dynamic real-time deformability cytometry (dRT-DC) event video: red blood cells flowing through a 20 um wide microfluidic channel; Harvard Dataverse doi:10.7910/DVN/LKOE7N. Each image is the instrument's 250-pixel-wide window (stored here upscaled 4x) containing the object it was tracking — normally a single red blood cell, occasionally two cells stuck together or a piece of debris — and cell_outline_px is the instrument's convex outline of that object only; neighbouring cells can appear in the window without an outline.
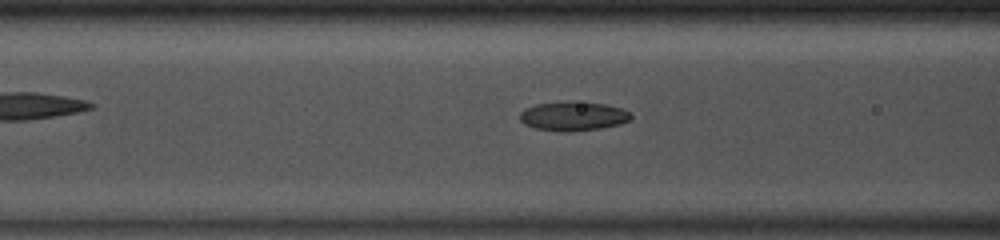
{"species": "common noctule bat (a hibernating species)", "species_latin": "Nyctalus noctula", "temperature_condition": "room temperature", "stored_images_in_passage": 47, "camera_frame_rate_fps": 3000, "um_per_image_px": 0.085, "animal": {"sex": "male", "body_mass_g": 13.0, "forearm_length_mm": 53.1}, "frame": {"image": 1, "passage_image": 17, "time_ms": 5.333, "image_size_px": [1000, 240], "cell_outline_px": [[632, 116], [628, 120], [620, 124], [600, 128], [572, 132], [564, 132], [536, 128], [524, 124], [520, 120], [520, 112], [524, 108], [536, 104], [604, 104], [624, 108], [632, 112]], "centroid_in_image_um": [48.74, 9.92], "position_along_channel_um": 117.9, "area_um2": 18.21}}
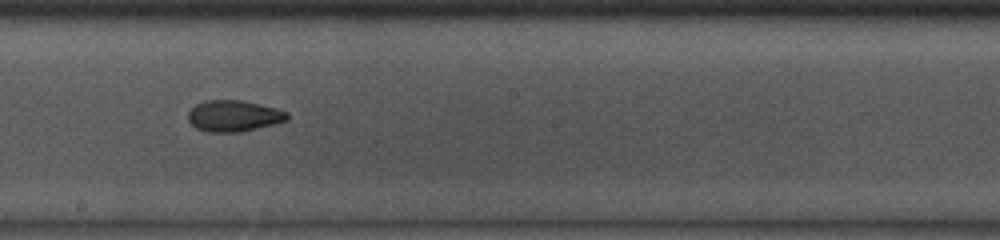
{"frame": {"image": 2, "passage_image": 25, "time_ms": 8.0, "image_size_px": [1000, 240], "cell_outline_px": [[288, 120], [240, 132], [208, 132], [196, 128], [188, 120], [188, 112], [196, 104], [204, 100], [240, 100], [276, 108], [288, 112]], "centroid_in_image_um": [19.84, 9.85], "position_along_channel_um": 228.4, "area_um2": 17.92}}
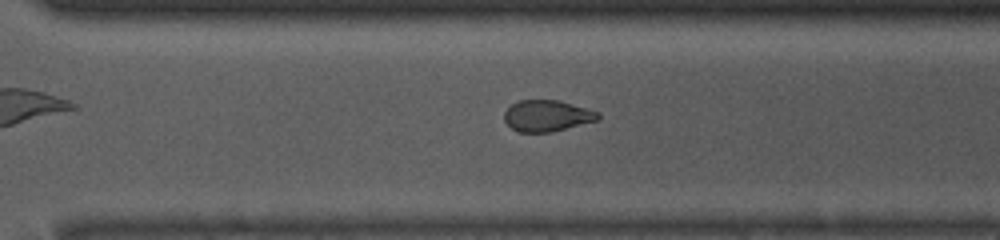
{"frame": {"image": 3, "passage_image": 32, "time_ms": 10.333, "image_size_px": [1000, 240], "cell_outline_px": [[600, 120], [552, 132], [520, 132], [512, 128], [504, 120], [504, 112], [512, 104], [520, 100], [560, 100], [600, 112]], "centroid_in_image_um": [46.54, 9.84], "position_along_channel_um": 324.1, "area_um2": 17.22}, "authors_computed_cell_mechanics": {"area_um2": 18.7272, "velocity_mm_per_s": 4.1315, "shape_relaxation_time_tau1_ms": 3.0807, "shape_relaxation_time_tau2_ms": 3.0817, "deformation_change_tau1": 0.1211, "deformation_change_tau2": 0.0871}}